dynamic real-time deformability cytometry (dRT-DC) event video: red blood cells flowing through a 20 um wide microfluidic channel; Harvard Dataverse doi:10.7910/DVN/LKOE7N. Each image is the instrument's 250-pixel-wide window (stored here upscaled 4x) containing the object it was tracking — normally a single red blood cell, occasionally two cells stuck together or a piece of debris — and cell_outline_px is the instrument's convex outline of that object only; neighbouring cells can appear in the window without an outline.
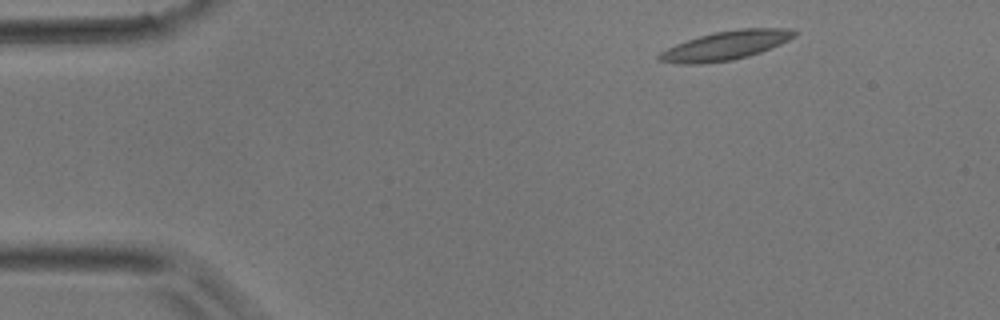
{"species": "common noctule bat (a hibernating species)", "species_latin": "Nyctalus noctula", "temperature_condition": "room temperature", "stored_images_in_passage": 3, "camera_frame_rate_fps": 3000, "um_per_image_px": 0.085, "animal": {"sex": "male", "body_mass_g": 17.9}, "frame": {"image": 1, "passage_image": 1, "time_ms": 0.0, "image_size_px": [1000, 320], "cell_outline_px": [[800, 32], [796, 36], [780, 44], [760, 52], [748, 56], [732, 60], [700, 64], [684, 64], [656, 60], [656, 56], [660, 52], [676, 44], [700, 36], [716, 32], [740, 28], [788, 28]], "centroid_in_image_um": [61.7, 3.86], "position_along_channel_um": 23.3, "area_um2": 22.72}}